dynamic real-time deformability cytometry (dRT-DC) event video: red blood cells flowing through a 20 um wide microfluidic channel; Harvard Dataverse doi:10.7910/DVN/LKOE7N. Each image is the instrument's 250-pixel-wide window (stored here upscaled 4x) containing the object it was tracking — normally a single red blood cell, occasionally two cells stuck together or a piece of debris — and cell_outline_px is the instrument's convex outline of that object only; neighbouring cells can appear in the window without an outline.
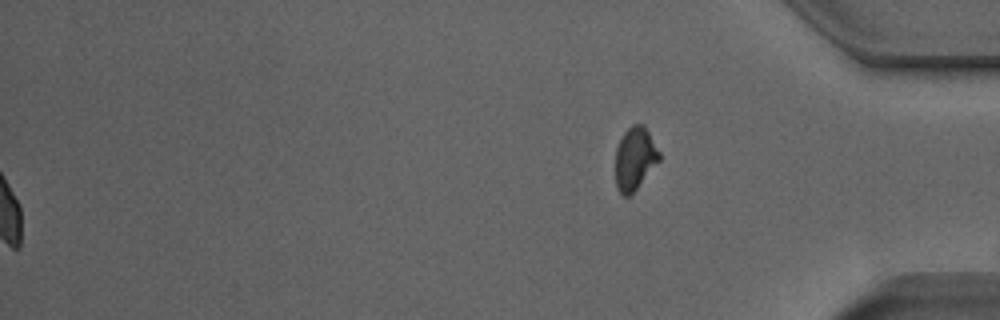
{"species": "Egyptian fruit bat (a non-hibernating species)", "species_latin": "Rousettus aegyptiacus", "temperature_condition": "room temperature", "stored_images_in_passage": 52, "segment_of_instrument_passage": [2, 2], "camera_frame_rate_fps": 3000, "um_per_image_px": 0.085, "animal": {"sex": "male"}, "frame": {"image": 1, "passage_image": 52, "time_ms": 17.0, "image_size_px": [1000, 320], "cell_outline_px": [[660, 160], [636, 188], [628, 196], [624, 196], [616, 188], [616, 148], [624, 132], [632, 124], [644, 124], [660, 152]], "centroid_in_image_um": [53.96, 13.44], "position_along_channel_um": 381.2, "area_um2": 15.84}}